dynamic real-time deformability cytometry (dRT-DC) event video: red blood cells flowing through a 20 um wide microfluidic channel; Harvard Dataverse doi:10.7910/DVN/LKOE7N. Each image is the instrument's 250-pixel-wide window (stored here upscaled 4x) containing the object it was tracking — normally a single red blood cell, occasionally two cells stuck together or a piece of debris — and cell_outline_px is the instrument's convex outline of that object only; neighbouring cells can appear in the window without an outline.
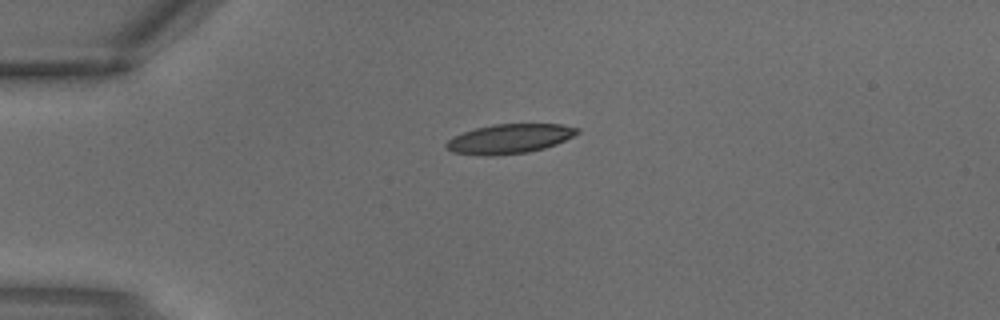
{"species": "common noctule bat (a hibernating species)", "species_latin": "Nyctalus noctula", "temperature_condition": "warm", "stored_images_in_passage": 1, "camera_frame_rate_fps": 3000, "um_per_image_px": 0.085, "animal": {"sex": "male", "body_mass_g": 18.8}, "frame": {"image": 1, "passage_image": 1, "time_ms": 0.0, "image_size_px": [1000, 320], "cell_outline_px": [[580, 132], [556, 144], [544, 148], [528, 152], [496, 156], [484, 156], [452, 152], [444, 144], [452, 136], [476, 128], [496, 124], [560, 124], [580, 128]], "centroid_in_image_um": [43.29, 11.8], "position_along_channel_um": 41.7, "area_um2": 22.48}}